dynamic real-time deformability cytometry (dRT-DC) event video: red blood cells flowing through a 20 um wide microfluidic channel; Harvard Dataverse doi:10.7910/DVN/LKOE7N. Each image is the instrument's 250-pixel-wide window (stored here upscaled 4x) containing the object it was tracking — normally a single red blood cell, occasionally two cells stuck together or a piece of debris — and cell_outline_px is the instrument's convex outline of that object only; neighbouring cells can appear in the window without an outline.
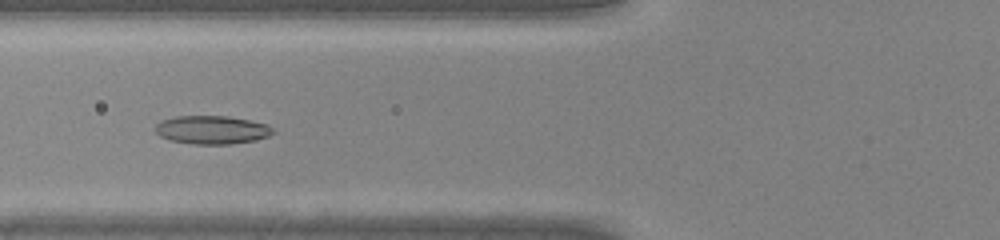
{"species": "common noctule bat (a hibernating species)", "species_latin": "Nyctalus noctula", "temperature_condition": "warm", "stored_images_in_passage": 42, "camera_frame_rate_fps": 3000, "um_per_image_px": 0.085, "animal": {"sex": "male", "body_mass_g": 20.0, "forearm_length_mm": 53.3}, "frame": {"image": 1, "passage_image": 15, "time_ms": 4.667, "image_size_px": [1000, 240], "cell_outline_px": [[276, 132], [268, 136], [256, 140], [228, 144], [192, 144], [168, 140], [160, 136], [156, 132], [156, 124], [160, 120], [176, 116], [228, 116], [268, 124]], "centroid_in_image_um": [18.0, 11.04], "position_along_channel_um": 107.8, "area_um2": 19.54}}
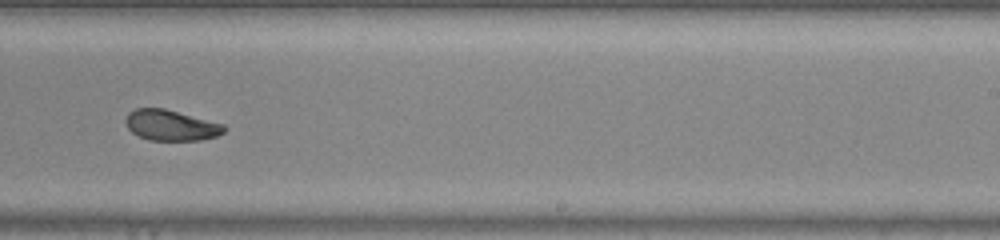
{"frame": {"image": 2, "passage_image": 26, "time_ms": 8.333, "image_size_px": [1000, 240], "cell_outline_px": [[228, 128], [224, 132], [216, 136], [200, 140], [148, 140], [132, 132], [128, 128], [124, 120], [128, 112], [136, 108], [164, 108], [224, 124]], "centroid_in_image_um": [14.53, 10.64], "position_along_channel_um": 274.5, "area_um2": 17.63}}
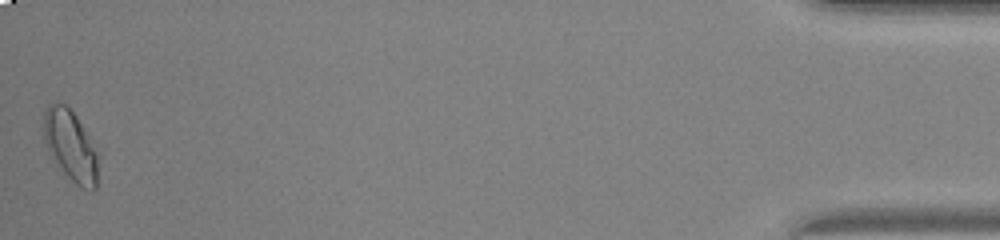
{"frame": {"image": 3, "passage_image": 42, "time_ms": 13.667, "image_size_px": [1000, 240], "cell_outline_px": [[100, 156], [96, 188], [92, 192], [80, 188], [56, 164], [48, 152], [44, 140], [44, 112], [48, 104], [56, 100], [64, 104], [76, 116]], "centroid_in_image_um": [6.02, 12.41], "position_along_channel_um": 429.2, "area_um2": 22.77}}